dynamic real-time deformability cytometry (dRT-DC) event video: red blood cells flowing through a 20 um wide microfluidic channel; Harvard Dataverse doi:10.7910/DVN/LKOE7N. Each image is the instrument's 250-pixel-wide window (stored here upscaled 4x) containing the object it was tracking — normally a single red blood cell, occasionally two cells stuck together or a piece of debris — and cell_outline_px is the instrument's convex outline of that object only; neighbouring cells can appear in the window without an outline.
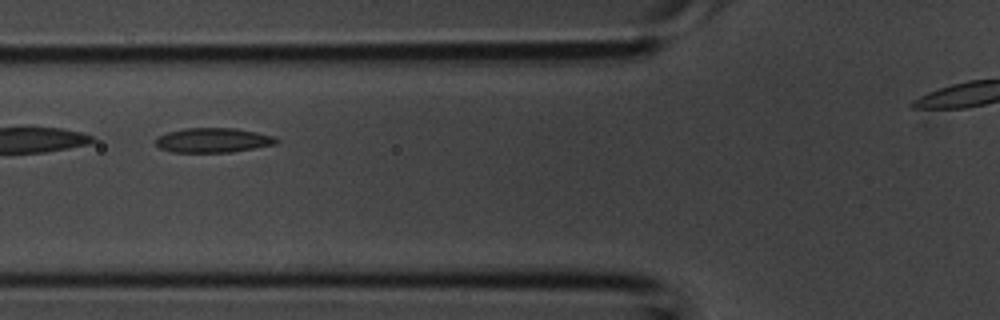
{"species": "common noctule bat (a hibernating species)", "species_latin": "Nyctalus noctula", "temperature_condition": "room temperature", "stored_images_in_passage": 2, "camera_frame_rate_fps": 3000, "um_per_image_px": 0.085, "animal": {"sex": "male", "body_mass_g": 20.1, "forearm_length_mm": 53.5}, "frame": {"image": 1, "passage_image": 2, "time_ms": 0.333, "image_size_px": [1000, 320], "cell_outline_px": [[280, 140], [276, 144], [232, 152], [172, 152], [160, 148], [156, 144], [156, 136], [168, 132], [184, 128], [236, 128], [256, 132], [272, 136]], "centroid_in_image_um": [18.1, 11.92], "position_along_channel_um": 107.7, "area_um2": 17.28}}